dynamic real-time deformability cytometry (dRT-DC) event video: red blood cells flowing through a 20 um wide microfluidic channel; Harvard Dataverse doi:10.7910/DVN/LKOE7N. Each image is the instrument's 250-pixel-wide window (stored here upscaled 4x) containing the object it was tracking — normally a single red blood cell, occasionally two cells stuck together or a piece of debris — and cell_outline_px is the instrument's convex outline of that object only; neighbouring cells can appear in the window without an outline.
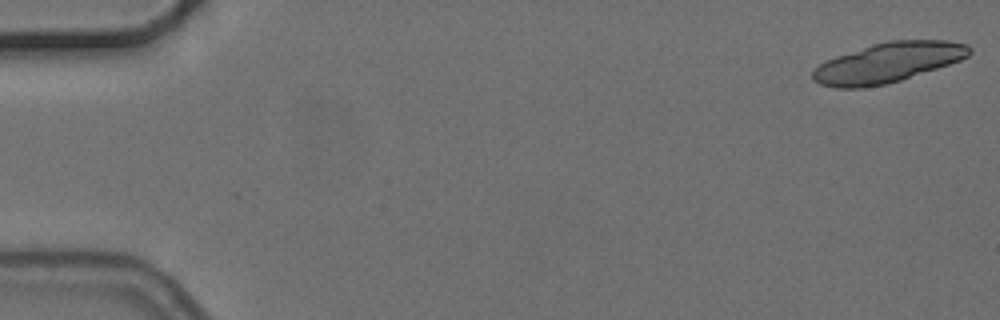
{"species": "common noctule bat (a hibernating species)", "species_latin": "Nyctalus noctula", "temperature_condition": "cold", "stored_images_in_passage": 6, "camera_frame_rate_fps": 3000, "um_per_image_px": 0.085, "animal": {"sex": "female", "body_mass_g": 24.6, "forearm_length_mm": 56.2}, "frame": {"image": 1, "passage_image": 1, "time_ms": 0.0, "image_size_px": [1000, 320], "cell_outline_px": [[972, 52], [968, 56], [960, 60], [888, 84], [860, 88], [836, 88], [820, 84], [812, 80], [812, 72], [820, 64], [836, 56], [872, 44], [888, 40], [948, 40], [968, 44], [972, 48]], "centroid_in_image_um": [75.48, 5.31], "position_along_channel_um": 9.5, "area_um2": 36.24}}